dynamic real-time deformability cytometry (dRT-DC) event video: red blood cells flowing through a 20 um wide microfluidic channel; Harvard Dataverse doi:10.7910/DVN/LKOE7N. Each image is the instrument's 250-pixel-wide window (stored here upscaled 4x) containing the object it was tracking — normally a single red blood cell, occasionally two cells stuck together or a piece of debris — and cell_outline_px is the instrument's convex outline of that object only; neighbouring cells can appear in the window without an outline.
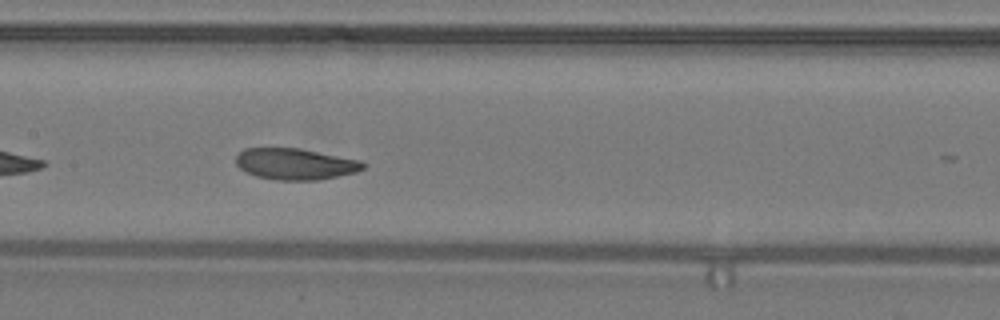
{"species": "common noctule bat (a hibernating species)", "species_latin": "Nyctalus noctula", "temperature_condition": "warm", "stored_images_in_passage": 30, "camera_frame_rate_fps": 3000, "um_per_image_px": 0.085, "animal": {"sex": "male", "body_mass_g": 19.2, "forearm_length_mm": 51.8}, "frame": {"image": 1, "passage_image": 21, "time_ms": 6.667, "image_size_px": [1000, 320], "cell_outline_px": [[364, 168], [356, 172], [320, 180], [276, 180], [256, 176], [240, 168], [236, 164], [236, 156], [244, 148], [300, 148], [360, 160], [364, 164]], "centroid_in_image_um": [25.09, 13.94], "position_along_channel_um": 182.3, "area_um2": 23.12}}